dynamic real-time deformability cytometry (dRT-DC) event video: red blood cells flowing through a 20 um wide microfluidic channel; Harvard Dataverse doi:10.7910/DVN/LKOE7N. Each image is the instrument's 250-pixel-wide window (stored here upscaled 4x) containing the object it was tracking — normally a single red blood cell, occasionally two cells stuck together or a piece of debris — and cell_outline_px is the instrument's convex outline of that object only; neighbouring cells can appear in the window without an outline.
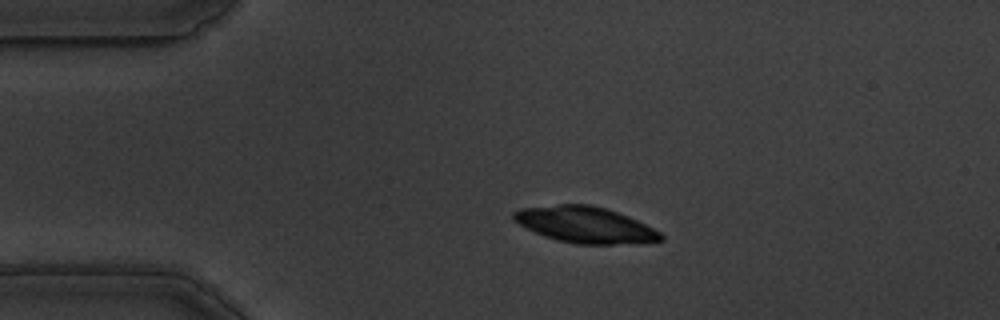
{"species": "common noctule bat (a hibernating species)", "species_latin": "Nyctalus noctula", "temperature_condition": "warm", "stored_images_in_passage": 46, "camera_frame_rate_fps": 3000, "um_per_image_px": 0.085, "animal": {"sex": "male", "body_mass_g": 19.5, "forearm_length_mm": 54.6}, "frame": {"image": 1, "passage_image": 1, "time_ms": 0.0, "image_size_px": [1000, 320], "cell_outline_px": [[664, 240], [640, 244], [576, 244], [556, 240], [544, 236], [512, 220], [512, 212], [520, 208], [560, 204], [592, 204], [628, 216], [660, 232], [664, 236]], "centroid_in_image_um": [49.75, 19.11], "position_along_channel_um": 35.3, "area_um2": 31.1}}
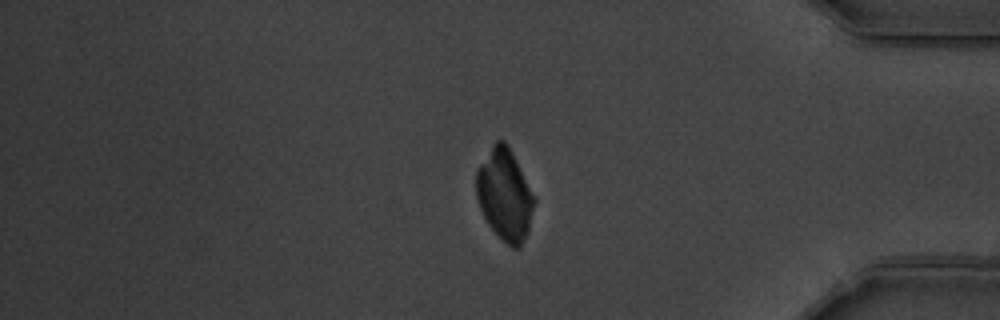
{"frame": {"image": 2, "passage_image": 37, "time_ms": 12.0, "image_size_px": [1000, 320], "cell_outline_px": [[536, 200], [528, 232], [520, 248], [512, 248], [488, 224], [480, 208], [476, 196], [476, 172], [480, 164], [492, 144], [496, 140], [504, 140], [508, 144], [536, 196]], "centroid_in_image_um": [42.93, 16.52], "position_along_channel_um": 392.3, "area_um2": 31.04}}
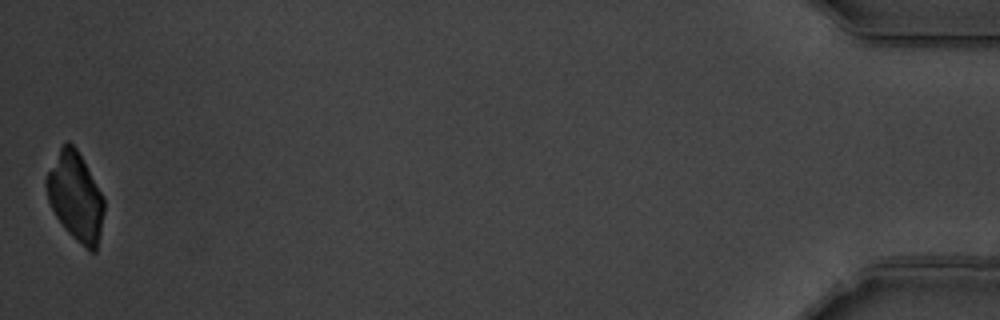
{"frame": {"image": 3, "passage_image": 46, "time_ms": 15.0, "image_size_px": [1000, 320], "cell_outline_px": [[104, 212], [96, 252], [88, 252], [68, 232], [56, 216], [48, 200], [44, 184], [48, 172], [60, 148], [68, 140], [76, 148], [104, 196]], "centroid_in_image_um": [6.43, 16.75], "position_along_channel_um": 428.8, "area_um2": 29.48}}